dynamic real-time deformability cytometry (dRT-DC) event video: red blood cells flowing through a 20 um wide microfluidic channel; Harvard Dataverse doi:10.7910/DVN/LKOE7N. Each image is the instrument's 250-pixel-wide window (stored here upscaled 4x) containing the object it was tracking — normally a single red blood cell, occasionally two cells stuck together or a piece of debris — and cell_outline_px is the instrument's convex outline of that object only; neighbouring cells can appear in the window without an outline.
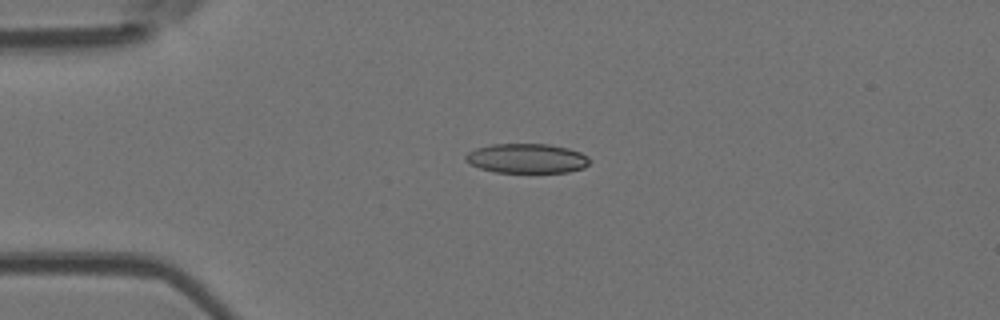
{"species": "Egyptian fruit bat (a non-hibernating species)", "species_latin": "Rousettus aegyptiacus", "temperature_condition": "room temperature", "stored_images_in_passage": 4, "camera_frame_rate_fps": 3000, "um_per_image_px": 0.085, "animal": {"sex": "female"}, "frame": {"image": 1, "passage_image": 3, "time_ms": 2.333, "image_size_px": [1000, 320], "cell_outline_px": [[588, 164], [584, 168], [568, 172], [496, 172], [480, 168], [464, 160], [464, 156], [468, 152], [476, 148], [492, 144], [548, 144], [568, 148], [580, 152], [588, 156]], "centroid_in_image_um": [44.77, 13.46], "position_along_channel_um": 40.2, "area_um2": 21.27}}